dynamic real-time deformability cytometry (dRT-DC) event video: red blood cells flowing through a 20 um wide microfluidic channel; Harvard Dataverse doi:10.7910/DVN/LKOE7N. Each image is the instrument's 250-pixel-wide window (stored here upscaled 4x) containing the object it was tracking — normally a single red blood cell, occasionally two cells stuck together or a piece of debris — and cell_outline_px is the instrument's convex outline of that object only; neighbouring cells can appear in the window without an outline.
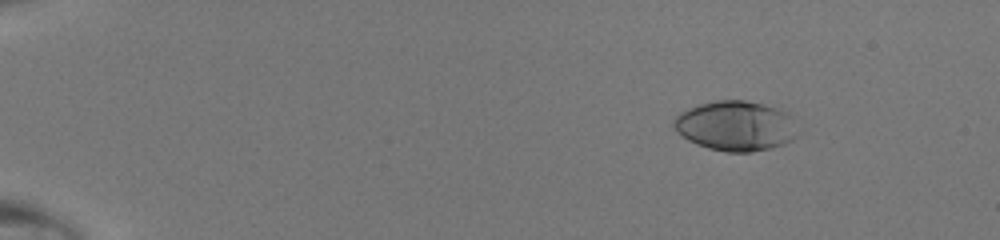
{"species": "human", "species_latin": "Homo sapiens", "temperature_condition": "room temperature", "stored_images_in_passage": 50, "camera_frame_rate_fps": 3000, "um_per_image_px": 0.085, "donor": {"sex": "male"}, "frame": {"image": 1, "passage_image": 8, "time_ms": 2.333, "image_size_px": [1000, 240], "cell_outline_px": [[804, 132], [792, 140], [784, 144], [772, 148], [752, 152], [724, 152], [708, 148], [696, 144], [688, 140], [676, 132], [672, 124], [672, 120], [680, 112], [696, 104], [716, 100], [744, 100], [776, 108], [788, 112], [804, 128]], "centroid_in_image_um": [62.61, 10.71], "position_along_channel_um": 22.4, "area_um2": 37.17}}
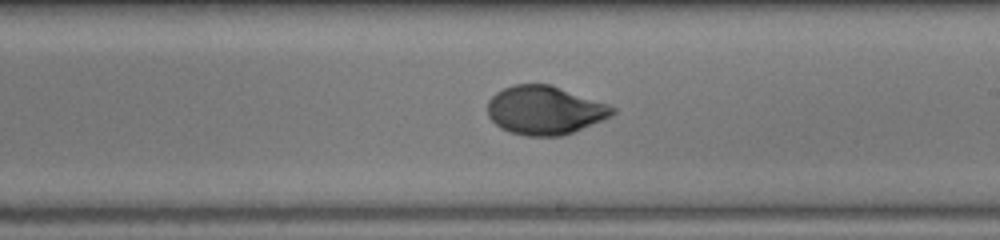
{"frame": {"image": 2, "passage_image": 32, "time_ms": 10.333, "image_size_px": [1000, 240], "cell_outline_px": [[616, 112], [612, 116], [572, 132], [560, 136], [528, 136], [512, 132], [500, 128], [488, 116], [488, 100], [496, 92], [512, 84], [552, 84], [608, 104], [616, 108]], "centroid_in_image_um": [46.31, 9.35], "position_along_channel_um": 242.7, "area_um2": 35.37}}
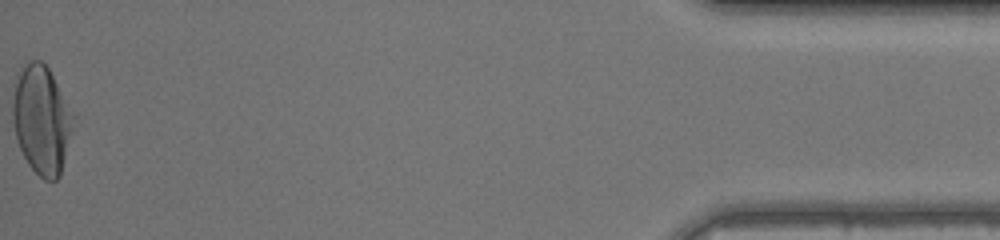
{"frame": {"image": 3, "passage_image": 50, "time_ms": 16.333, "image_size_px": [1000, 240], "cell_outline_px": [[76, 116], [60, 176], [56, 180], [44, 180], [28, 164], [20, 148], [16, 136], [12, 120], [12, 104], [16, 72], [24, 64], [32, 60], [40, 60], [48, 68], [76, 112]], "centroid_in_image_um": [3.56, 10.14], "position_along_channel_um": 431.6, "area_um2": 38.9}}